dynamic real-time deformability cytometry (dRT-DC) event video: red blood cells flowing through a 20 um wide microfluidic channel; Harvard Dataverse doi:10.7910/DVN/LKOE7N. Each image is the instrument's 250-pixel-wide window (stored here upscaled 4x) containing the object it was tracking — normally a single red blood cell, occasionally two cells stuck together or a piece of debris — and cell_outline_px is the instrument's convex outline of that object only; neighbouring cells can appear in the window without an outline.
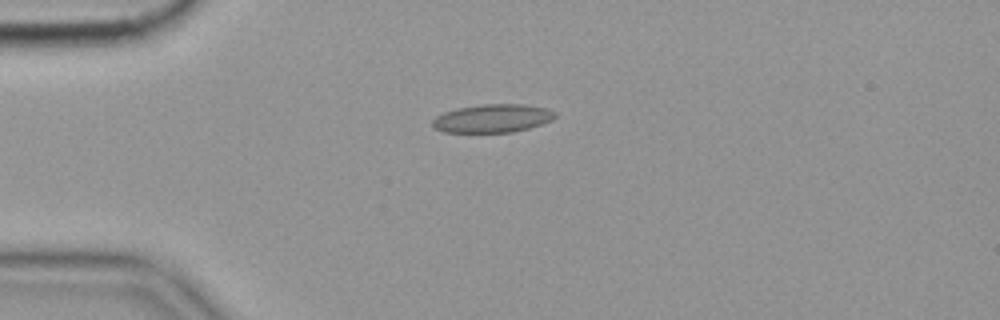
{"species": "common noctule bat (a hibernating species)", "species_latin": "Nyctalus noctula", "temperature_condition": "cold", "stored_images_in_passage": 43, "camera_frame_rate_fps": 3000, "um_per_image_px": 0.085, "animal": {"sex": "female", "body_mass_g": 19.9}, "frame": {"image": 1, "passage_image": 1, "time_ms": 0.0, "image_size_px": [1000, 320], "cell_outline_px": [[556, 116], [552, 120], [528, 128], [512, 132], [444, 132], [432, 128], [432, 120], [436, 116], [444, 112], [456, 108], [484, 104], [524, 104], [548, 108], [556, 112]], "centroid_in_image_um": [41.85, 10.05], "position_along_channel_um": 43.1, "area_um2": 20.29}, "authors_computed_cell_mechanics": {"area_um2": 19.3052, "velocity_mm_per_s": 3.5485, "shape_relaxation_time_tau1_ms": null, "shape_relaxation_time_tau2_ms": 2.7089, "deformation_change_tau1": null, "deformation_change_tau2": 0.0948}}